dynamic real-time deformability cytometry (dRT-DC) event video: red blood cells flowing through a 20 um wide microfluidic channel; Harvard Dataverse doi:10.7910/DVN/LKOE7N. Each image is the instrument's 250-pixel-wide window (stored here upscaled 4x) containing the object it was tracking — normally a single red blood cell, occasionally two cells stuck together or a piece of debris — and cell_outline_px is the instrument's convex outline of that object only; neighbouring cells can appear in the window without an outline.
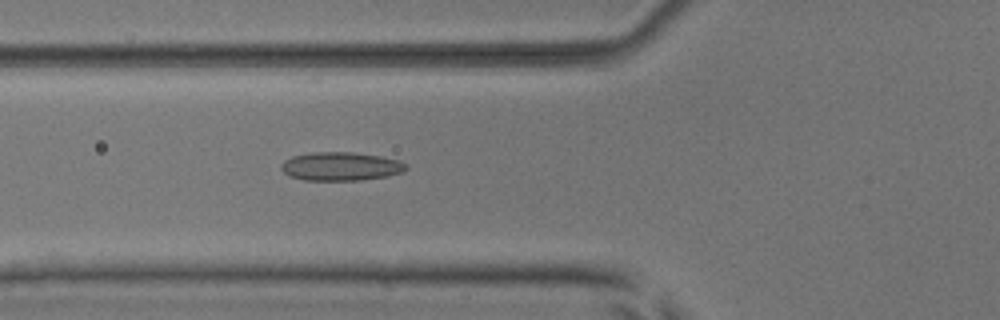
{"species": "common noctule bat (a hibernating species)", "species_latin": "Nyctalus noctula", "temperature_condition": "room temperature", "stored_images_in_passage": 50, "camera_frame_rate_fps": 3000, "um_per_image_px": 0.085, "animal": {"sex": "male", "body_mass_g": 17.9, "forearm_length_mm": 54.2}, "frame": {"image": 1, "passage_image": 17, "time_ms": 5.333, "image_size_px": [1000, 320], "cell_outline_px": [[408, 168], [404, 172], [388, 176], [360, 180], [304, 180], [288, 176], [280, 168], [280, 164], [284, 160], [292, 156], [316, 152], [352, 152], [380, 156], [400, 160], [408, 164]], "centroid_in_image_um": [28.99, 14.14], "position_along_channel_um": 96.8, "area_um2": 20.98}}
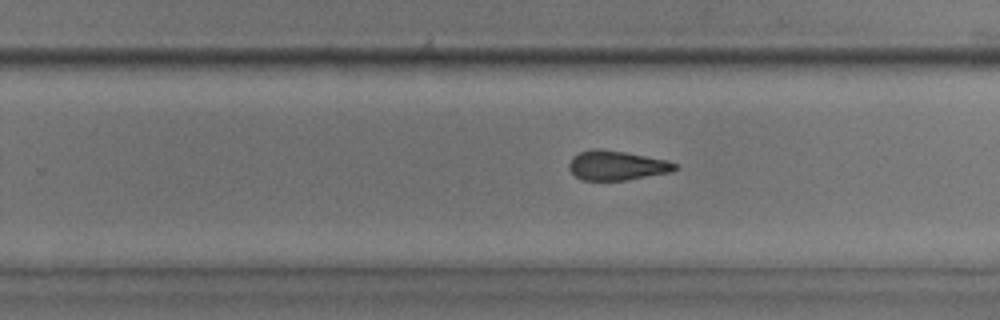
{"frame": {"image": 2, "passage_image": 31, "time_ms": 10.0, "image_size_px": [1000, 320], "cell_outline_px": [[680, 168], [672, 172], [624, 180], [584, 180], [576, 176], [568, 168], [568, 164], [572, 156], [580, 152], [596, 148], [600, 148], [624, 152], [668, 160], [680, 164]], "centroid_in_image_um": [52.46, 14.06], "position_along_channel_um": 277.3, "area_um2": 18.32}}
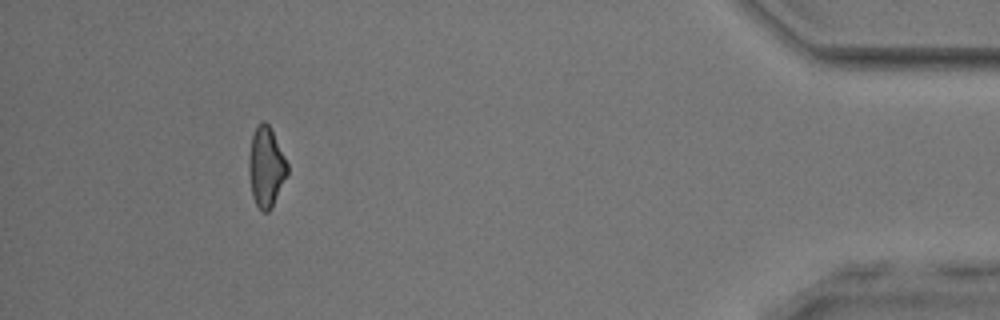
{"frame": {"image": 3, "passage_image": 46, "time_ms": 15.0, "image_size_px": [1000, 320], "cell_outline_px": [[288, 172], [272, 208], [268, 212], [264, 212], [256, 204], [252, 196], [248, 172], [248, 156], [252, 136], [256, 124], [260, 120], [264, 120], [268, 124], [288, 164]], "centroid_in_image_um": [22.59, 14.18], "position_along_channel_um": 412.6, "area_um2": 17.98}, "authors_computed_cell_mechanics": {"area_um2": 19.1896, "velocity_mm_per_s": 3.8778, "shape_relaxation_time_tau1_ms": null, "shape_relaxation_time_tau2_ms": 2.0485, "deformation_change_tau1": null, "deformation_change_tau2": 0.0973}}